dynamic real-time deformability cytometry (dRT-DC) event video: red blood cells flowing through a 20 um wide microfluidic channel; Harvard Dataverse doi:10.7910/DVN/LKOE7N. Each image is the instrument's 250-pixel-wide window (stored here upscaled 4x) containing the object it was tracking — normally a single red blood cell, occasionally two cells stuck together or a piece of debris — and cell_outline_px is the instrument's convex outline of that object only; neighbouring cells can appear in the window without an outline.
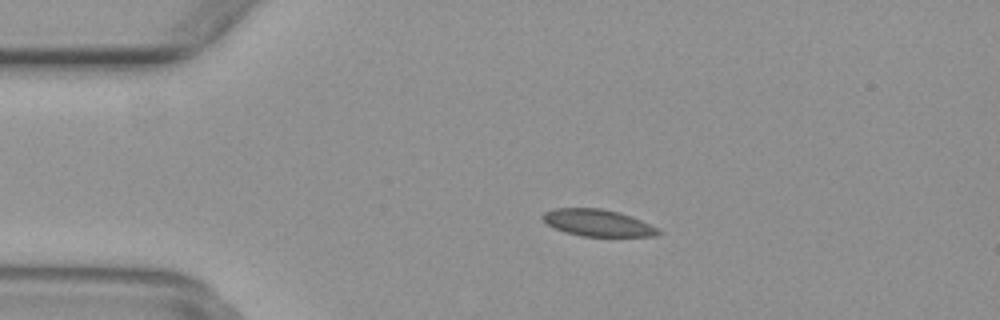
{"species": "common noctule bat (a hibernating species)", "species_latin": "Nyctalus noctula", "temperature_condition": "warm", "stored_images_in_passage": 41, "camera_frame_rate_fps": 3000, "um_per_image_px": 0.085, "animal": {"sex": "female", "body_mass_g": 29.2, "forearm_length_mm": 56.3}, "frame": {"image": 1, "passage_image": 1, "time_ms": 0.0, "image_size_px": [1000, 320], "cell_outline_px": [[660, 232], [656, 236], [580, 236], [564, 232], [548, 224], [540, 216], [544, 212], [556, 208], [600, 208], [620, 212], [632, 216], [656, 228]], "centroid_in_image_um": [50.77, 18.93], "position_along_channel_um": 34.2, "area_um2": 17.92}}
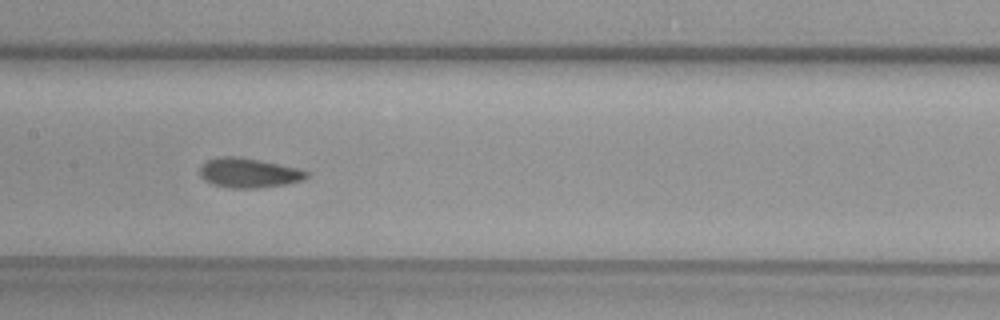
{"frame": {"image": 2, "passage_image": 15, "time_ms": 4.667, "image_size_px": [1000, 320], "cell_outline_px": [[308, 176], [304, 180], [284, 184], [256, 188], [232, 188], [212, 184], [204, 180], [200, 176], [200, 168], [208, 160], [220, 156], [240, 156], [300, 168], [308, 172]], "centroid_in_image_um": [21.15, 14.69], "position_along_channel_um": 186.2, "area_um2": 18.44}}
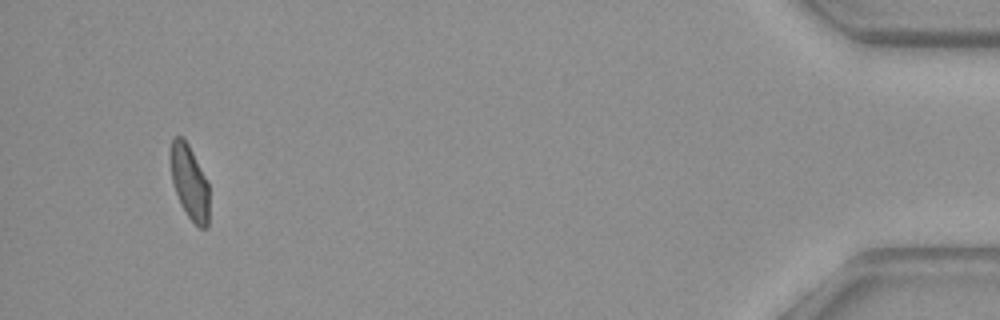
{"frame": {"image": 3, "passage_image": 38, "time_ms": 12.333, "image_size_px": [1000, 320], "cell_outline_px": [[208, 228], [200, 228], [188, 216], [180, 204], [172, 180], [172, 140], [176, 136], [180, 136], [188, 144], [208, 180]], "centroid_in_image_um": [16.14, 15.53], "position_along_channel_um": 419.1, "area_um2": 16.24}}